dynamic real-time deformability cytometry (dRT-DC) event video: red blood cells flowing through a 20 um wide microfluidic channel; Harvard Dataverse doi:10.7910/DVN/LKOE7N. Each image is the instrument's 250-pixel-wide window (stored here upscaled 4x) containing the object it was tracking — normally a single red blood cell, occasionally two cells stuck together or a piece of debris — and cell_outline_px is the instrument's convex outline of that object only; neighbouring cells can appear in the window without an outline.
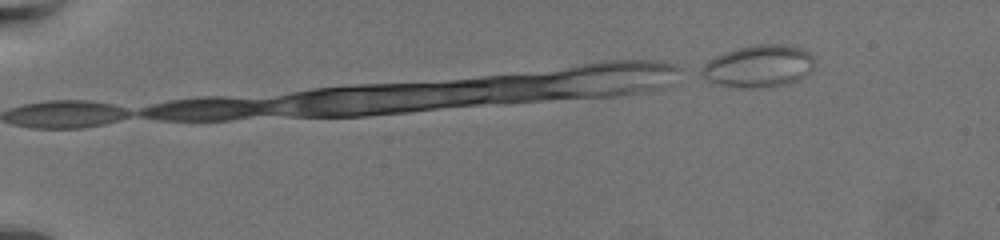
{"species": "common noctule bat (a hibernating species)", "species_latin": "Nyctalus noctula", "temperature_condition": "warm", "stored_images_in_passage": 8, "camera_frame_rate_fps": 3000, "um_per_image_px": 0.085, "animal": {"sex": "female", "body_mass_g": 19.5, "forearm_length_mm": 54.1}, "frame": {"image": 1, "passage_image": 1, "time_ms": 0.0, "image_size_px": [1000, 240], "cell_outline_px": [[812, 68], [800, 80], [784, 84], [760, 88], [740, 88], [720, 84], [708, 80], [696, 68], [708, 60], [724, 52], [756, 44], [792, 44], [804, 48], [812, 56]], "centroid_in_image_um": [64.47, 5.61], "position_along_channel_um": 20.5, "area_um2": 27.92}}